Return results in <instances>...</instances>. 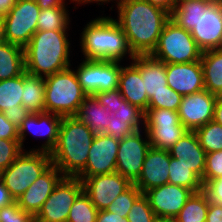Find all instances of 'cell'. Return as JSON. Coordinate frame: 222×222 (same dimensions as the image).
<instances>
[{"label":"cell","mask_w":222,"mask_h":222,"mask_svg":"<svg viewBox=\"0 0 222 222\" xmlns=\"http://www.w3.org/2000/svg\"><path fill=\"white\" fill-rule=\"evenodd\" d=\"M118 20L135 56L151 55L170 14L146 0H123L118 7Z\"/></svg>","instance_id":"cell-1"},{"label":"cell","mask_w":222,"mask_h":222,"mask_svg":"<svg viewBox=\"0 0 222 222\" xmlns=\"http://www.w3.org/2000/svg\"><path fill=\"white\" fill-rule=\"evenodd\" d=\"M170 18L190 31L203 52L222 48V0L178 2Z\"/></svg>","instance_id":"cell-2"},{"label":"cell","mask_w":222,"mask_h":222,"mask_svg":"<svg viewBox=\"0 0 222 222\" xmlns=\"http://www.w3.org/2000/svg\"><path fill=\"white\" fill-rule=\"evenodd\" d=\"M67 31H36L24 47L25 71L47 77L71 67Z\"/></svg>","instance_id":"cell-3"},{"label":"cell","mask_w":222,"mask_h":222,"mask_svg":"<svg viewBox=\"0 0 222 222\" xmlns=\"http://www.w3.org/2000/svg\"><path fill=\"white\" fill-rule=\"evenodd\" d=\"M95 133L75 116L62 117L58 140L50 152L52 164L64 176L76 177L86 166Z\"/></svg>","instance_id":"cell-4"},{"label":"cell","mask_w":222,"mask_h":222,"mask_svg":"<svg viewBox=\"0 0 222 222\" xmlns=\"http://www.w3.org/2000/svg\"><path fill=\"white\" fill-rule=\"evenodd\" d=\"M80 46L85 60L119 61L131 51L122 28L112 17H97L91 20L81 32Z\"/></svg>","instance_id":"cell-5"},{"label":"cell","mask_w":222,"mask_h":222,"mask_svg":"<svg viewBox=\"0 0 222 222\" xmlns=\"http://www.w3.org/2000/svg\"><path fill=\"white\" fill-rule=\"evenodd\" d=\"M70 68L45 77L44 112L62 117L77 114L87 95L79 84L76 72Z\"/></svg>","instance_id":"cell-6"},{"label":"cell","mask_w":222,"mask_h":222,"mask_svg":"<svg viewBox=\"0 0 222 222\" xmlns=\"http://www.w3.org/2000/svg\"><path fill=\"white\" fill-rule=\"evenodd\" d=\"M202 53L190 31L170 18L165 23L151 56L165 64L190 63L201 60Z\"/></svg>","instance_id":"cell-7"},{"label":"cell","mask_w":222,"mask_h":222,"mask_svg":"<svg viewBox=\"0 0 222 222\" xmlns=\"http://www.w3.org/2000/svg\"><path fill=\"white\" fill-rule=\"evenodd\" d=\"M51 165L49 152L24 150L0 173V179L17 200Z\"/></svg>","instance_id":"cell-8"},{"label":"cell","mask_w":222,"mask_h":222,"mask_svg":"<svg viewBox=\"0 0 222 222\" xmlns=\"http://www.w3.org/2000/svg\"><path fill=\"white\" fill-rule=\"evenodd\" d=\"M152 148L169 150L188 129L180 122L178 111L148 108L144 126Z\"/></svg>","instance_id":"cell-9"},{"label":"cell","mask_w":222,"mask_h":222,"mask_svg":"<svg viewBox=\"0 0 222 222\" xmlns=\"http://www.w3.org/2000/svg\"><path fill=\"white\" fill-rule=\"evenodd\" d=\"M119 61L84 60L75 70L79 84L87 96L119 87Z\"/></svg>","instance_id":"cell-10"},{"label":"cell","mask_w":222,"mask_h":222,"mask_svg":"<svg viewBox=\"0 0 222 222\" xmlns=\"http://www.w3.org/2000/svg\"><path fill=\"white\" fill-rule=\"evenodd\" d=\"M82 191L83 183L78 177L64 176L34 217V222H67L70 208Z\"/></svg>","instance_id":"cell-11"},{"label":"cell","mask_w":222,"mask_h":222,"mask_svg":"<svg viewBox=\"0 0 222 222\" xmlns=\"http://www.w3.org/2000/svg\"><path fill=\"white\" fill-rule=\"evenodd\" d=\"M40 10L35 0H17L9 13L3 17L6 41L24 48L37 31Z\"/></svg>","instance_id":"cell-12"},{"label":"cell","mask_w":222,"mask_h":222,"mask_svg":"<svg viewBox=\"0 0 222 222\" xmlns=\"http://www.w3.org/2000/svg\"><path fill=\"white\" fill-rule=\"evenodd\" d=\"M141 133V130H137L119 140L116 172L127 178L132 184L138 179L145 155L151 147L147 132L144 131L145 139Z\"/></svg>","instance_id":"cell-13"},{"label":"cell","mask_w":222,"mask_h":222,"mask_svg":"<svg viewBox=\"0 0 222 222\" xmlns=\"http://www.w3.org/2000/svg\"><path fill=\"white\" fill-rule=\"evenodd\" d=\"M79 179L83 183V191L98 210H105L117 196L132 185L118 172Z\"/></svg>","instance_id":"cell-14"},{"label":"cell","mask_w":222,"mask_h":222,"mask_svg":"<svg viewBox=\"0 0 222 222\" xmlns=\"http://www.w3.org/2000/svg\"><path fill=\"white\" fill-rule=\"evenodd\" d=\"M119 140L104 133L95 134L85 168L76 176L88 178L99 174L116 172Z\"/></svg>","instance_id":"cell-15"},{"label":"cell","mask_w":222,"mask_h":222,"mask_svg":"<svg viewBox=\"0 0 222 222\" xmlns=\"http://www.w3.org/2000/svg\"><path fill=\"white\" fill-rule=\"evenodd\" d=\"M217 97V95L205 89L183 96L178 109L180 122L189 131H195L197 128L212 121Z\"/></svg>","instance_id":"cell-16"},{"label":"cell","mask_w":222,"mask_h":222,"mask_svg":"<svg viewBox=\"0 0 222 222\" xmlns=\"http://www.w3.org/2000/svg\"><path fill=\"white\" fill-rule=\"evenodd\" d=\"M194 192L170 183L151 188L143 193L156 217H176Z\"/></svg>","instance_id":"cell-17"},{"label":"cell","mask_w":222,"mask_h":222,"mask_svg":"<svg viewBox=\"0 0 222 222\" xmlns=\"http://www.w3.org/2000/svg\"><path fill=\"white\" fill-rule=\"evenodd\" d=\"M61 120L62 116L49 112L30 113L18 128L19 143L22 150L24 151L23 142L26 140V133L30 132L33 136H46L41 148H33L30 151L50 153L57 143Z\"/></svg>","instance_id":"cell-18"},{"label":"cell","mask_w":222,"mask_h":222,"mask_svg":"<svg viewBox=\"0 0 222 222\" xmlns=\"http://www.w3.org/2000/svg\"><path fill=\"white\" fill-rule=\"evenodd\" d=\"M63 177L61 171L52 164L16 200L18 205L35 217Z\"/></svg>","instance_id":"cell-19"},{"label":"cell","mask_w":222,"mask_h":222,"mask_svg":"<svg viewBox=\"0 0 222 222\" xmlns=\"http://www.w3.org/2000/svg\"><path fill=\"white\" fill-rule=\"evenodd\" d=\"M167 84L185 96L205 89L201 61L166 64Z\"/></svg>","instance_id":"cell-20"},{"label":"cell","mask_w":222,"mask_h":222,"mask_svg":"<svg viewBox=\"0 0 222 222\" xmlns=\"http://www.w3.org/2000/svg\"><path fill=\"white\" fill-rule=\"evenodd\" d=\"M169 150L150 147L145 155L143 167L138 179L133 183L142 193L168 183Z\"/></svg>","instance_id":"cell-21"},{"label":"cell","mask_w":222,"mask_h":222,"mask_svg":"<svg viewBox=\"0 0 222 222\" xmlns=\"http://www.w3.org/2000/svg\"><path fill=\"white\" fill-rule=\"evenodd\" d=\"M170 156L189 167L201 180L205 170L206 152L195 131H187L170 149Z\"/></svg>","instance_id":"cell-22"},{"label":"cell","mask_w":222,"mask_h":222,"mask_svg":"<svg viewBox=\"0 0 222 222\" xmlns=\"http://www.w3.org/2000/svg\"><path fill=\"white\" fill-rule=\"evenodd\" d=\"M118 89L128 103L138 107L144 113L147 111L149 99L141 73L133 63L121 67Z\"/></svg>","instance_id":"cell-23"},{"label":"cell","mask_w":222,"mask_h":222,"mask_svg":"<svg viewBox=\"0 0 222 222\" xmlns=\"http://www.w3.org/2000/svg\"><path fill=\"white\" fill-rule=\"evenodd\" d=\"M132 63L141 73L148 99L168 86L164 62L156 60L151 55H138L132 59Z\"/></svg>","instance_id":"cell-24"},{"label":"cell","mask_w":222,"mask_h":222,"mask_svg":"<svg viewBox=\"0 0 222 222\" xmlns=\"http://www.w3.org/2000/svg\"><path fill=\"white\" fill-rule=\"evenodd\" d=\"M111 112L102 106L94 95L86 96L75 117L95 134L104 133L111 121Z\"/></svg>","instance_id":"cell-25"},{"label":"cell","mask_w":222,"mask_h":222,"mask_svg":"<svg viewBox=\"0 0 222 222\" xmlns=\"http://www.w3.org/2000/svg\"><path fill=\"white\" fill-rule=\"evenodd\" d=\"M200 61L205 90L222 96V48L204 51Z\"/></svg>","instance_id":"cell-26"},{"label":"cell","mask_w":222,"mask_h":222,"mask_svg":"<svg viewBox=\"0 0 222 222\" xmlns=\"http://www.w3.org/2000/svg\"><path fill=\"white\" fill-rule=\"evenodd\" d=\"M24 71V48L9 42L0 45V81L17 77Z\"/></svg>","instance_id":"cell-27"},{"label":"cell","mask_w":222,"mask_h":222,"mask_svg":"<svg viewBox=\"0 0 222 222\" xmlns=\"http://www.w3.org/2000/svg\"><path fill=\"white\" fill-rule=\"evenodd\" d=\"M45 78L23 72L22 105L31 113L44 112Z\"/></svg>","instance_id":"cell-28"},{"label":"cell","mask_w":222,"mask_h":222,"mask_svg":"<svg viewBox=\"0 0 222 222\" xmlns=\"http://www.w3.org/2000/svg\"><path fill=\"white\" fill-rule=\"evenodd\" d=\"M66 6L41 9L37 20V31H67L70 17Z\"/></svg>","instance_id":"cell-29"},{"label":"cell","mask_w":222,"mask_h":222,"mask_svg":"<svg viewBox=\"0 0 222 222\" xmlns=\"http://www.w3.org/2000/svg\"><path fill=\"white\" fill-rule=\"evenodd\" d=\"M168 183L191 189L194 193L202 191V180L177 158L170 156Z\"/></svg>","instance_id":"cell-30"},{"label":"cell","mask_w":222,"mask_h":222,"mask_svg":"<svg viewBox=\"0 0 222 222\" xmlns=\"http://www.w3.org/2000/svg\"><path fill=\"white\" fill-rule=\"evenodd\" d=\"M209 200L203 191L193 193L176 216L178 222H206Z\"/></svg>","instance_id":"cell-31"},{"label":"cell","mask_w":222,"mask_h":222,"mask_svg":"<svg viewBox=\"0 0 222 222\" xmlns=\"http://www.w3.org/2000/svg\"><path fill=\"white\" fill-rule=\"evenodd\" d=\"M23 73L17 77L0 81V112L17 109L22 105Z\"/></svg>","instance_id":"cell-32"},{"label":"cell","mask_w":222,"mask_h":222,"mask_svg":"<svg viewBox=\"0 0 222 222\" xmlns=\"http://www.w3.org/2000/svg\"><path fill=\"white\" fill-rule=\"evenodd\" d=\"M201 147L207 153L222 150V125L209 121L195 130Z\"/></svg>","instance_id":"cell-33"},{"label":"cell","mask_w":222,"mask_h":222,"mask_svg":"<svg viewBox=\"0 0 222 222\" xmlns=\"http://www.w3.org/2000/svg\"><path fill=\"white\" fill-rule=\"evenodd\" d=\"M98 211L89 196L82 191L70 208L67 222H96Z\"/></svg>","instance_id":"cell-34"},{"label":"cell","mask_w":222,"mask_h":222,"mask_svg":"<svg viewBox=\"0 0 222 222\" xmlns=\"http://www.w3.org/2000/svg\"><path fill=\"white\" fill-rule=\"evenodd\" d=\"M143 193L132 184L126 191L117 196L113 202L106 208L107 211L119 214L121 217H127L134 202Z\"/></svg>","instance_id":"cell-35"},{"label":"cell","mask_w":222,"mask_h":222,"mask_svg":"<svg viewBox=\"0 0 222 222\" xmlns=\"http://www.w3.org/2000/svg\"><path fill=\"white\" fill-rule=\"evenodd\" d=\"M183 96L178 94L169 86H165V90L153 94L149 99L148 108L169 109L178 111Z\"/></svg>","instance_id":"cell-36"},{"label":"cell","mask_w":222,"mask_h":222,"mask_svg":"<svg viewBox=\"0 0 222 222\" xmlns=\"http://www.w3.org/2000/svg\"><path fill=\"white\" fill-rule=\"evenodd\" d=\"M145 113L138 107L131 105L125 99L121 101L118 111L112 116L120 121H127L136 131L142 130L140 124L144 125Z\"/></svg>","instance_id":"cell-37"},{"label":"cell","mask_w":222,"mask_h":222,"mask_svg":"<svg viewBox=\"0 0 222 222\" xmlns=\"http://www.w3.org/2000/svg\"><path fill=\"white\" fill-rule=\"evenodd\" d=\"M155 218L154 211L143 194L134 202L127 214L129 222H154Z\"/></svg>","instance_id":"cell-38"},{"label":"cell","mask_w":222,"mask_h":222,"mask_svg":"<svg viewBox=\"0 0 222 222\" xmlns=\"http://www.w3.org/2000/svg\"><path fill=\"white\" fill-rule=\"evenodd\" d=\"M22 151L19 140L0 139V173L12 164Z\"/></svg>","instance_id":"cell-39"},{"label":"cell","mask_w":222,"mask_h":222,"mask_svg":"<svg viewBox=\"0 0 222 222\" xmlns=\"http://www.w3.org/2000/svg\"><path fill=\"white\" fill-rule=\"evenodd\" d=\"M222 177V150L207 153L202 183Z\"/></svg>","instance_id":"cell-40"},{"label":"cell","mask_w":222,"mask_h":222,"mask_svg":"<svg viewBox=\"0 0 222 222\" xmlns=\"http://www.w3.org/2000/svg\"><path fill=\"white\" fill-rule=\"evenodd\" d=\"M0 222H34V217L22 209L15 201L0 208Z\"/></svg>","instance_id":"cell-41"},{"label":"cell","mask_w":222,"mask_h":222,"mask_svg":"<svg viewBox=\"0 0 222 222\" xmlns=\"http://www.w3.org/2000/svg\"><path fill=\"white\" fill-rule=\"evenodd\" d=\"M94 96L111 114L118 111V108L121 106V101L124 99L118 88L99 92Z\"/></svg>","instance_id":"cell-42"},{"label":"cell","mask_w":222,"mask_h":222,"mask_svg":"<svg viewBox=\"0 0 222 222\" xmlns=\"http://www.w3.org/2000/svg\"><path fill=\"white\" fill-rule=\"evenodd\" d=\"M135 131L136 130L127 121L117 120L111 115V121L108 123L107 130L104 132V134L121 140L125 136H128Z\"/></svg>","instance_id":"cell-43"},{"label":"cell","mask_w":222,"mask_h":222,"mask_svg":"<svg viewBox=\"0 0 222 222\" xmlns=\"http://www.w3.org/2000/svg\"><path fill=\"white\" fill-rule=\"evenodd\" d=\"M202 191L210 202L222 205V177L205 182Z\"/></svg>","instance_id":"cell-44"},{"label":"cell","mask_w":222,"mask_h":222,"mask_svg":"<svg viewBox=\"0 0 222 222\" xmlns=\"http://www.w3.org/2000/svg\"><path fill=\"white\" fill-rule=\"evenodd\" d=\"M0 139L19 140L18 128L0 112Z\"/></svg>","instance_id":"cell-45"},{"label":"cell","mask_w":222,"mask_h":222,"mask_svg":"<svg viewBox=\"0 0 222 222\" xmlns=\"http://www.w3.org/2000/svg\"><path fill=\"white\" fill-rule=\"evenodd\" d=\"M7 119L14 124L17 128L21 126L23 120L31 113L23 105L17 106V109L9 110L6 109L2 112Z\"/></svg>","instance_id":"cell-46"},{"label":"cell","mask_w":222,"mask_h":222,"mask_svg":"<svg viewBox=\"0 0 222 222\" xmlns=\"http://www.w3.org/2000/svg\"><path fill=\"white\" fill-rule=\"evenodd\" d=\"M96 222H129L127 217H121L119 214L105 210H99Z\"/></svg>","instance_id":"cell-47"},{"label":"cell","mask_w":222,"mask_h":222,"mask_svg":"<svg viewBox=\"0 0 222 222\" xmlns=\"http://www.w3.org/2000/svg\"><path fill=\"white\" fill-rule=\"evenodd\" d=\"M206 222H222V205L209 201Z\"/></svg>","instance_id":"cell-48"},{"label":"cell","mask_w":222,"mask_h":222,"mask_svg":"<svg viewBox=\"0 0 222 222\" xmlns=\"http://www.w3.org/2000/svg\"><path fill=\"white\" fill-rule=\"evenodd\" d=\"M16 200L10 194V191L0 179V208L14 203Z\"/></svg>","instance_id":"cell-49"},{"label":"cell","mask_w":222,"mask_h":222,"mask_svg":"<svg viewBox=\"0 0 222 222\" xmlns=\"http://www.w3.org/2000/svg\"><path fill=\"white\" fill-rule=\"evenodd\" d=\"M154 6L162 8L167 11L170 15L177 5V0H146Z\"/></svg>","instance_id":"cell-50"},{"label":"cell","mask_w":222,"mask_h":222,"mask_svg":"<svg viewBox=\"0 0 222 222\" xmlns=\"http://www.w3.org/2000/svg\"><path fill=\"white\" fill-rule=\"evenodd\" d=\"M35 2L41 9L66 5L65 0H35ZM71 2L74 3L75 0H72Z\"/></svg>","instance_id":"cell-51"},{"label":"cell","mask_w":222,"mask_h":222,"mask_svg":"<svg viewBox=\"0 0 222 222\" xmlns=\"http://www.w3.org/2000/svg\"><path fill=\"white\" fill-rule=\"evenodd\" d=\"M213 121L222 125V96H218L214 105Z\"/></svg>","instance_id":"cell-52"},{"label":"cell","mask_w":222,"mask_h":222,"mask_svg":"<svg viewBox=\"0 0 222 222\" xmlns=\"http://www.w3.org/2000/svg\"><path fill=\"white\" fill-rule=\"evenodd\" d=\"M16 2L17 0H0V17H5Z\"/></svg>","instance_id":"cell-53"},{"label":"cell","mask_w":222,"mask_h":222,"mask_svg":"<svg viewBox=\"0 0 222 222\" xmlns=\"http://www.w3.org/2000/svg\"><path fill=\"white\" fill-rule=\"evenodd\" d=\"M110 1H116L117 3V7L120 5V3L123 1V0H75V4H90V3H93V2H97L98 5H100V2H101V5H103L104 3H110Z\"/></svg>","instance_id":"cell-54"},{"label":"cell","mask_w":222,"mask_h":222,"mask_svg":"<svg viewBox=\"0 0 222 222\" xmlns=\"http://www.w3.org/2000/svg\"><path fill=\"white\" fill-rule=\"evenodd\" d=\"M6 38H5V22L2 17H0V45L6 43Z\"/></svg>","instance_id":"cell-55"},{"label":"cell","mask_w":222,"mask_h":222,"mask_svg":"<svg viewBox=\"0 0 222 222\" xmlns=\"http://www.w3.org/2000/svg\"><path fill=\"white\" fill-rule=\"evenodd\" d=\"M154 222H178L176 217H156Z\"/></svg>","instance_id":"cell-56"},{"label":"cell","mask_w":222,"mask_h":222,"mask_svg":"<svg viewBox=\"0 0 222 222\" xmlns=\"http://www.w3.org/2000/svg\"><path fill=\"white\" fill-rule=\"evenodd\" d=\"M183 1H189V0H177V3H178V2H183Z\"/></svg>","instance_id":"cell-57"}]
</instances>
